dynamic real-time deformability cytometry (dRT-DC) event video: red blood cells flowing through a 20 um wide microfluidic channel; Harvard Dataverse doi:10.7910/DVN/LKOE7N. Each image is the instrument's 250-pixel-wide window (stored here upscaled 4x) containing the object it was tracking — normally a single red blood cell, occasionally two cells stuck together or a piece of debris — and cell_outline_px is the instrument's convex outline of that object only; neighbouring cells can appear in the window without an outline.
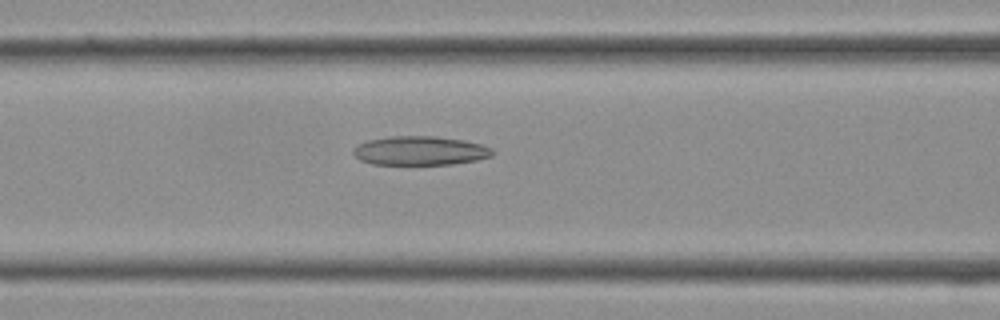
{"species": "Egyptian fruit bat (a non-hibernating species)", "species_latin": "Rousettus aegyptiacus", "temperature_condition": "cold", "stored_images_in_passage": 20, "camera_frame_rate_fps": 3000, "um_per_image_px": 0.085, "frame": {"image": 1, "passage_image": 4, "time_ms": 1.0, "image_size_px": [1000, 320], "cell_outline_px": [[496, 152], [492, 156], [476, 160], [452, 164], [372, 164], [360, 160], [352, 152], [352, 148], [368, 140], [392, 136], [436, 136], [464, 140], [480, 144], [492, 148]], "centroid_in_image_um": [35.72, 12.81], "position_along_channel_um": 130.9, "area_um2": 23.52}}
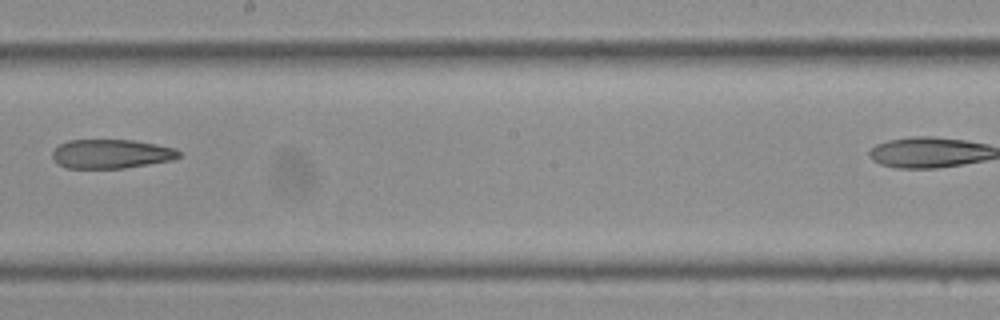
{"frame": {"image": 2, "passage_image": 10, "time_ms": 3.0, "image_size_px": [1000, 320], "cell_outline_px": [[180, 156], [172, 160], [124, 168], [68, 168], [60, 164], [52, 156], [52, 152], [60, 144], [68, 140], [132, 140], [156, 144], [176, 148], [180, 152]], "centroid_in_image_um": [9.48, 13.07], "position_along_channel_um": 238.7, "area_um2": 21.27}}
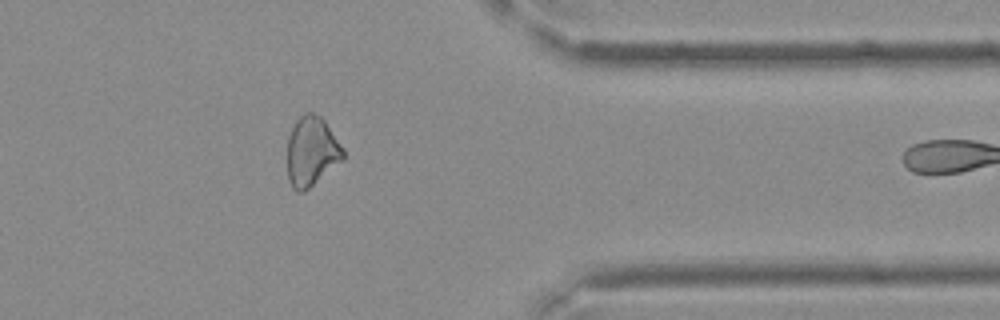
{"frame": {"image": 3, "passage_image": 19, "time_ms": 6.0, "image_size_px": [1000, 320], "cell_outline_px": [[344, 160], [304, 192], [296, 192], [292, 188], [288, 180], [288, 136], [296, 120], [304, 112], [312, 112], [320, 116], [324, 120], [344, 148]], "centroid_in_image_um": [26.49, 12.88], "position_along_channel_um": 384.9, "area_um2": 22.83}}